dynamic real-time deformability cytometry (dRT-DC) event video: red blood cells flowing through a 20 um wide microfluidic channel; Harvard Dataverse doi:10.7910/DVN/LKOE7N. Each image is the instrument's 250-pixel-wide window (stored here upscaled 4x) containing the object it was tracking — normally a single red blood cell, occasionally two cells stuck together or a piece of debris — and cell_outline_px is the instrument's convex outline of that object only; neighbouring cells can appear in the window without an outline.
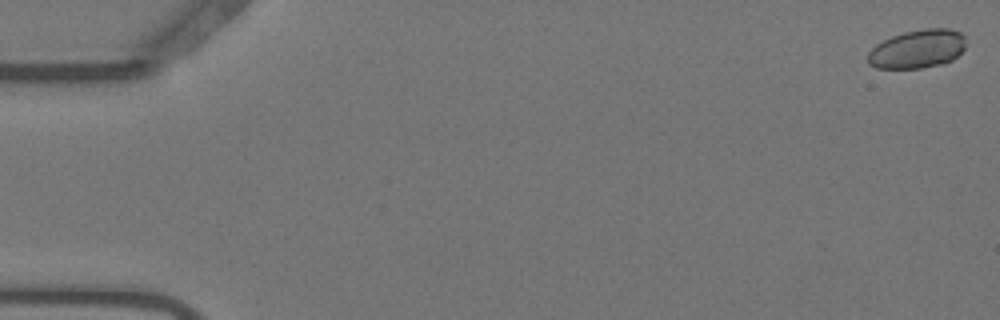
{"species": "Egyptian fruit bat (a non-hibernating species)", "species_latin": "Rousettus aegyptiacus", "temperature_condition": "warm", "stored_images_in_passage": 34, "camera_frame_rate_fps": 3000, "um_per_image_px": 0.085, "animal": {"sex": "female"}, "frame": {"image": 1, "passage_image": 1, "time_ms": 0.0, "image_size_px": [1000, 320], "cell_outline_px": [[964, 48], [952, 60], [944, 64], [920, 68], [876, 68], [868, 64], [868, 52], [876, 44], [892, 36], [904, 32], [924, 28], [948, 28], [960, 32], [964, 36]], "centroid_in_image_um": [77.97, 4.16], "position_along_channel_um": 7.0, "area_um2": 22.02}}
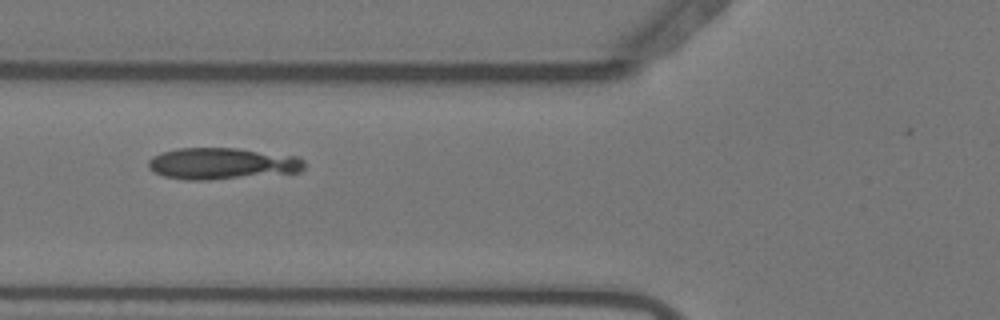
{"frame": {"image": 2, "passage_image": 22, "time_ms": 7.0, "image_size_px": [1000, 320], "cell_outline_px": [[304, 168], [300, 172], [208, 180], [188, 180], [164, 176], [148, 168], [148, 160], [152, 156], [176, 148], [236, 148], [300, 156], [304, 160]], "centroid_in_image_um": [18.9, 13.9], "position_along_channel_um": 106.9, "area_um2": 28.73}}
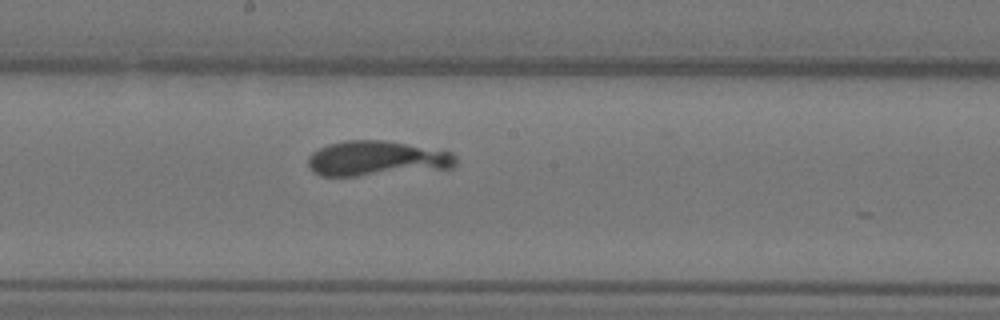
{"frame": {"image": 3, "passage_image": 31, "time_ms": 10.0, "image_size_px": [1000, 320], "cell_outline_px": [[456, 164], [452, 168], [356, 176], [320, 176], [308, 164], [308, 156], [312, 152], [328, 144], [344, 140], [384, 140], [452, 152], [456, 156]], "centroid_in_image_um": [32.02, 13.47], "position_along_channel_um": 216.2, "area_um2": 30.0}}